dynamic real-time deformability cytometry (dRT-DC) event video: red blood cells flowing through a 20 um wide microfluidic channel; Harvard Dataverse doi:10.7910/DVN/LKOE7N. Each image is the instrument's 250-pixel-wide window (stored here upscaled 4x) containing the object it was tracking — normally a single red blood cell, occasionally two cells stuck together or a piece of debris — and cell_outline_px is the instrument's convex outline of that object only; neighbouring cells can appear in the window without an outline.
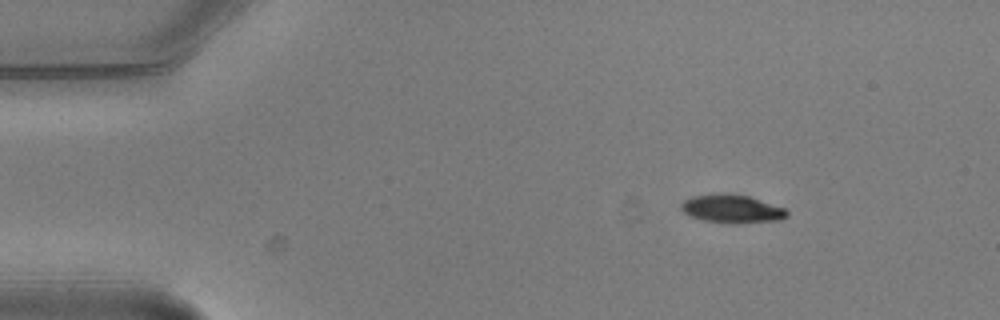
{"species": "common noctule bat (a hibernating species)", "species_latin": "Nyctalus noctula", "temperature_condition": "warm", "stored_images_in_passage": 4, "camera_frame_rate_fps": 3000, "um_per_image_px": 0.085, "animal": {"sex": "male", "body_mass_g": 20.5, "forearm_length_mm": 52.5}, "frame": {"image": 1, "passage_image": 1, "time_ms": 0.0, "image_size_px": [1000, 320], "cell_outline_px": [[788, 216], [780, 220], [704, 220], [688, 216], [680, 208], [680, 204], [684, 200], [692, 196], [720, 192], [724, 192], [748, 196], [784, 208], [788, 212]], "centroid_in_image_um": [62.13, 17.67], "position_along_channel_um": 22.9, "area_um2": 16.53}}
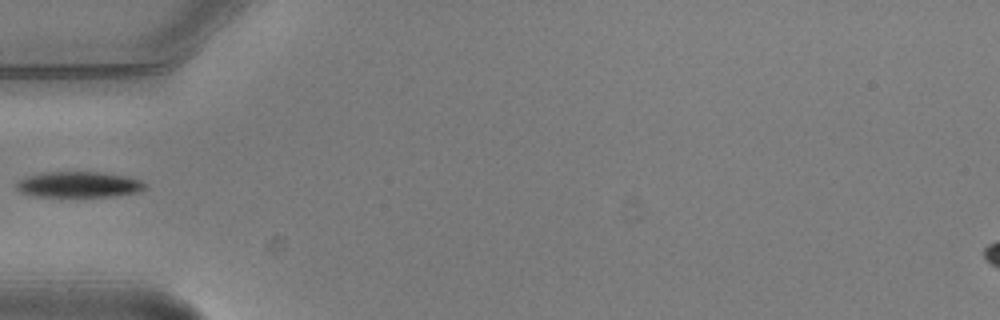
{"frame": {"image": 2, "passage_image": 4, "time_ms": 1.0, "image_size_px": [1000, 320], "cell_outline_px": [[148, 184], [140, 192], [112, 196], [40, 196], [20, 192], [16, 188], [16, 180], [24, 176], [44, 172], [104, 172], [128, 176], [140, 180]], "centroid_in_image_um": [6.7, 15.67], "position_along_channel_um": 78.3, "area_um2": 19.48}}